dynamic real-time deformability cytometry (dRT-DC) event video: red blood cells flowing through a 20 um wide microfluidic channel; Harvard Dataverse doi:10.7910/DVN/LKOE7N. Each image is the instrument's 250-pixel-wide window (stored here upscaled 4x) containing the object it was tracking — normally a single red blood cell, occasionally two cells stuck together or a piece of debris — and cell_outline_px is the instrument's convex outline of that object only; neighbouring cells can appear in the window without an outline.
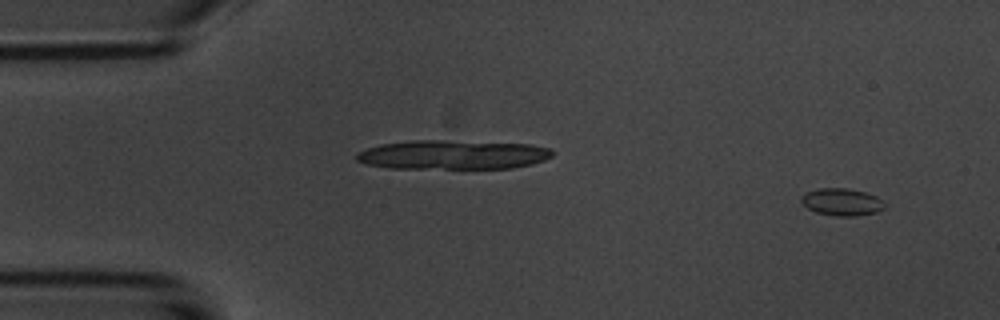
{"species": "common noctule bat (a hibernating species)", "species_latin": "Nyctalus noctula", "temperature_condition": "room temperature", "stored_images_in_passage": 3, "segment_of_instrument_passage": [2, 2], "camera_frame_rate_fps": 3000, "um_per_image_px": 0.085, "animal": {"sex": "male", "body_mass_g": 20.1, "forearm_length_mm": 53.5}, "frame": {"image": 1, "passage_image": 3, "time_ms": 3.333, "image_size_px": [1000, 320], "cell_outline_px": [[884, 208], [876, 212], [856, 216], [836, 216], [816, 212], [808, 208], [800, 200], [800, 196], [804, 192], [816, 188], [848, 188], [864, 192], [876, 196], [884, 200]], "centroid_in_image_um": [71.53, 17.15], "position_along_channel_um": 13.5, "area_um2": 13.35}}